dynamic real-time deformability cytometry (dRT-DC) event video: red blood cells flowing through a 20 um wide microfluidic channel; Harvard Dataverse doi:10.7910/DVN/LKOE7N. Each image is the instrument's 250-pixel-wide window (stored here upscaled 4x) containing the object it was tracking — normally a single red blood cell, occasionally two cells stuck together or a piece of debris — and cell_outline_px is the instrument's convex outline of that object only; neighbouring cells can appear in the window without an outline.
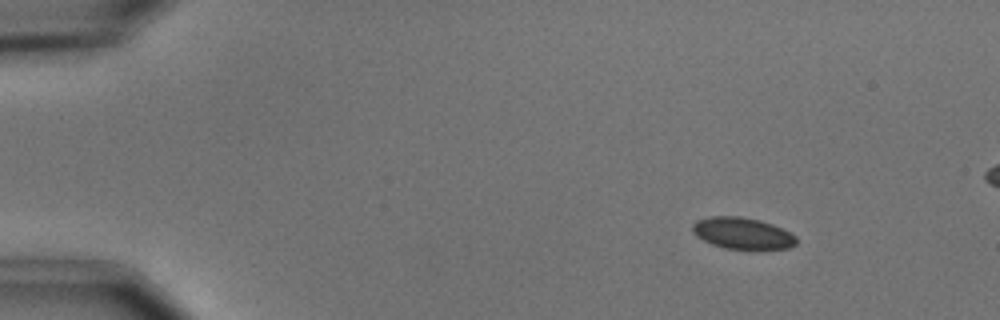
{"species": "common noctule bat (a hibernating species)", "species_latin": "Nyctalus noctula", "temperature_condition": "cold", "stored_images_in_passage": 5, "segment_of_instrument_passage": [1, 2], "camera_frame_rate_fps": 3000, "um_per_image_px": 0.085, "animal": {"sex": "male", "body_mass_g": 15.6}, "frame": {"image": 1, "passage_image": 2, "time_ms": 1.333, "image_size_px": [1000, 320], "cell_outline_px": [[796, 244], [788, 248], [724, 248], [712, 244], [696, 236], [692, 232], [692, 224], [696, 220], [708, 216], [740, 216], [760, 220], [772, 224], [796, 236]], "centroid_in_image_um": [63.05, 19.8], "position_along_channel_um": 21.9, "area_um2": 18.84}}